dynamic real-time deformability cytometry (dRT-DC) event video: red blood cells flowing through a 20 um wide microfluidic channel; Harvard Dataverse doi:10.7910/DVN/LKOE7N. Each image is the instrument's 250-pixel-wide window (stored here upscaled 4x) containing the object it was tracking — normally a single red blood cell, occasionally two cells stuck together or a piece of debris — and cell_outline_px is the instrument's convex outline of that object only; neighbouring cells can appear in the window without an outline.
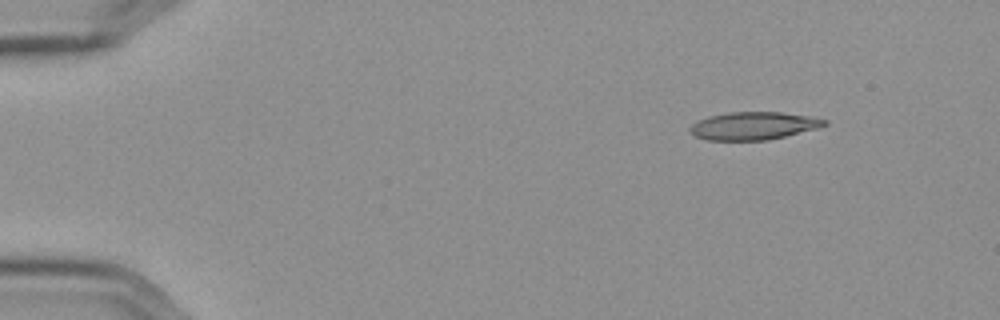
{"species": "Egyptian fruit bat (a non-hibernating species)", "species_latin": "Rousettus aegyptiacus", "temperature_condition": "cold", "stored_images_in_passage": 51, "camera_frame_rate_fps": 3000, "um_per_image_px": 0.085, "frame": {"image": 1, "passage_image": 1, "time_ms": 0.0, "image_size_px": [1000, 320], "cell_outline_px": [[828, 124], [816, 128], [768, 140], [704, 140], [696, 136], [688, 128], [692, 124], [708, 116], [728, 112], [780, 112], [812, 116], [828, 120]], "centroid_in_image_um": [64.05, 10.69], "position_along_channel_um": 20.9, "area_um2": 21.68}}
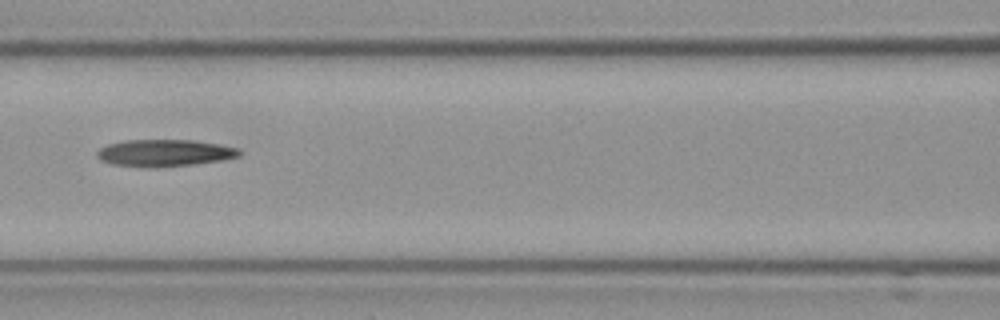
{"frame": {"image": 2, "passage_image": 20, "time_ms": 6.333, "image_size_px": [1000, 320], "cell_outline_px": [[240, 156], [220, 160], [192, 164], [152, 168], [148, 168], [112, 164], [100, 160], [96, 156], [96, 152], [100, 148], [108, 144], [124, 140], [196, 140], [220, 144], [240, 148]], "centroid_in_image_um": [13.96, 12.99], "position_along_channel_um": 152.6, "area_um2": 22.48}}
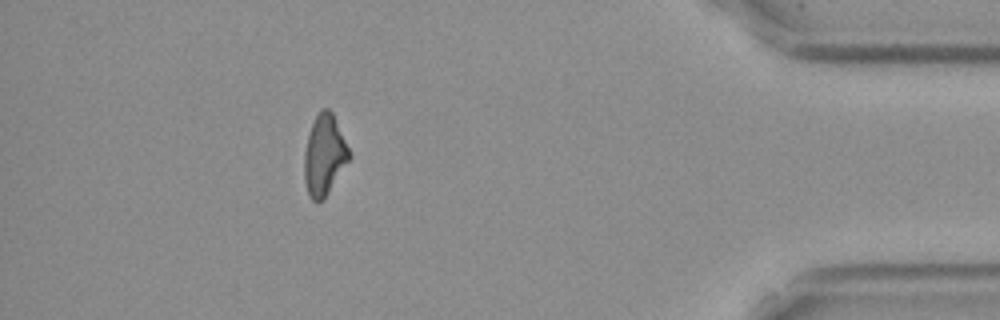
{"frame": {"image": 3, "passage_image": 45, "time_ms": 14.667, "image_size_px": [1000, 320], "cell_outline_px": [[352, 156], [324, 200], [316, 204], [308, 196], [304, 180], [304, 152], [308, 136], [312, 124], [320, 108], [328, 108], [332, 112]], "centroid_in_image_um": [27.56, 13.24], "position_along_channel_um": 407.6, "area_um2": 21.27}, "authors_computed_cell_mechanics": {"area_um2": 22.0796, "velocity_mm_per_s": 3.5962, "shape_relaxation_time_tau1_ms": 6.9532, "shape_relaxation_time_tau2_ms": 8.9149, "deformation_change_tau1": 0.1875, "deformation_change_tau2": 0.2497}}